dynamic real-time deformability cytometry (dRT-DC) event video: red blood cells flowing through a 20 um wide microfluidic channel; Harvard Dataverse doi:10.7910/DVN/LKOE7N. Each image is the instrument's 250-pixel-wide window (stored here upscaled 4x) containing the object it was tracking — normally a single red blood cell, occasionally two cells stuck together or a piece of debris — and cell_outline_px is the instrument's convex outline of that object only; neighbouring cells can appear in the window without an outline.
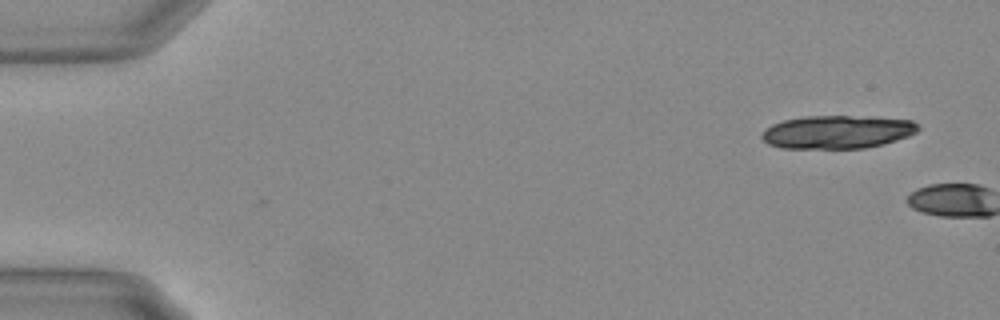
{"species": "Egyptian fruit bat (a non-hibernating species)", "species_latin": "Rousettus aegyptiacus", "temperature_condition": "warm", "stored_images_in_passage": 3, "camera_frame_rate_fps": 3000, "um_per_image_px": 0.085, "animal": {"sex": "female"}, "frame": {"image": 1, "passage_image": 1, "time_ms": 0.0, "image_size_px": [1000, 320], "cell_outline_px": [[920, 128], [916, 132], [908, 136], [884, 144], [864, 148], [780, 148], [768, 144], [760, 136], [764, 128], [772, 124], [784, 120], [804, 116], [848, 116], [912, 120], [920, 124]], "centroid_in_image_um": [71.14, 11.22], "position_along_channel_um": 13.9, "area_um2": 30.23}}